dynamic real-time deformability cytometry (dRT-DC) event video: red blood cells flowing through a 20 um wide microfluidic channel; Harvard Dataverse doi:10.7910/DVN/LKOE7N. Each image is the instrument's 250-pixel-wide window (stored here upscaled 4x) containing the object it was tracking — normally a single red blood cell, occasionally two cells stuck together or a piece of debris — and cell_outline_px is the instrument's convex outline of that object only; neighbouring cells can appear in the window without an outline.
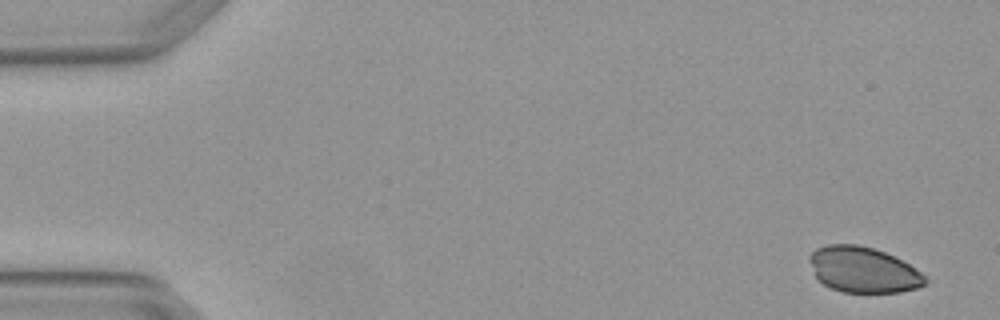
{"species": "Egyptian fruit bat (a non-hibernating species)", "species_latin": "Rousettus aegyptiacus", "temperature_condition": "warm", "stored_images_in_passage": 5, "camera_frame_rate_fps": 3000, "um_per_image_px": 0.085, "animal": {"sex": "female"}, "frame": {"image": 1, "passage_image": 1, "time_ms": 0.0, "image_size_px": [1000, 320], "cell_outline_px": [[928, 280], [920, 288], [900, 292], [844, 292], [832, 288], [824, 284], [816, 276], [808, 260], [808, 256], [816, 248], [828, 244], [860, 244], [884, 252], [908, 264], [920, 272]], "centroid_in_image_um": [73.36, 22.93], "position_along_channel_um": 11.6, "area_um2": 30.58}}
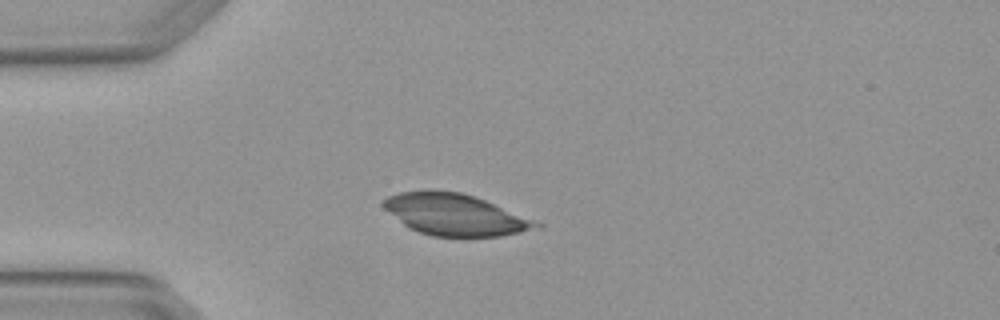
{"frame": {"image": 2, "passage_image": 4, "time_ms": 1.0, "image_size_px": [1000, 320], "cell_outline_px": [[544, 224], [540, 228], [500, 236], [432, 236], [408, 228], [384, 208], [380, 204], [388, 196], [400, 192], [460, 192], [484, 200]], "centroid_in_image_um": [38.69, 18.27], "position_along_channel_um": 46.3, "area_um2": 36.01}}